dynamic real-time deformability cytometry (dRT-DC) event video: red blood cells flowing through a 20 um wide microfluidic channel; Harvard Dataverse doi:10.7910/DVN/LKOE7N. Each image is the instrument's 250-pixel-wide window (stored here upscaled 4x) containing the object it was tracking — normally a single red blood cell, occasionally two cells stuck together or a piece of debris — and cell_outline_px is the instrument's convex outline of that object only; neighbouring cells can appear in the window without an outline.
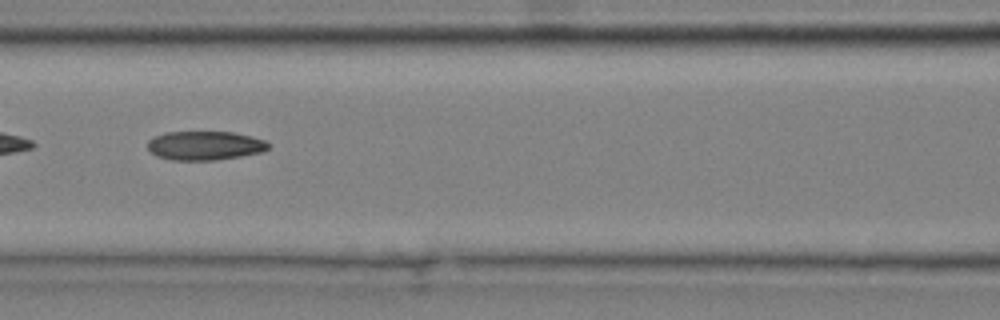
{"species": "common noctule bat (a hibernating species)", "species_latin": "Nyctalus noctula", "temperature_condition": "cold", "stored_images_in_passage": 9, "camera_frame_rate_fps": 3000, "um_per_image_px": 0.085, "animal": {"sex": "male", "body_mass_g": 20.4}, "frame": {"image": 1, "passage_image": 7, "time_ms": 2.0, "image_size_px": [1000, 320], "cell_outline_px": [[268, 148], [260, 152], [240, 156], [216, 160], [172, 160], [156, 156], [148, 148], [148, 140], [164, 132], [232, 132], [264, 140], [268, 144]], "centroid_in_image_um": [17.36, 12.38], "position_along_channel_um": 149.2, "area_um2": 20.11}}
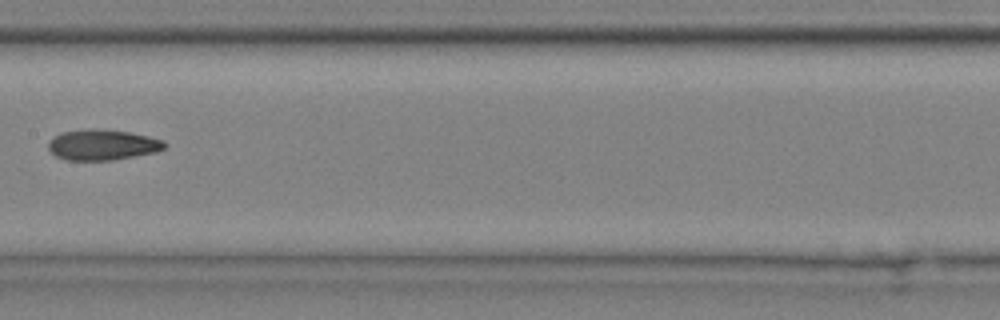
{"frame": {"image": 2, "passage_image": 8, "time_ms": 2.333, "image_size_px": [1000, 320], "cell_outline_px": [[168, 144], [164, 148], [156, 152], [112, 160], [68, 160], [56, 156], [48, 148], [48, 140], [60, 132], [88, 128], [96, 128], [128, 132], [148, 136], [164, 140]], "centroid_in_image_um": [8.7, 12.29], "position_along_channel_um": 198.7, "area_um2": 20.87}}
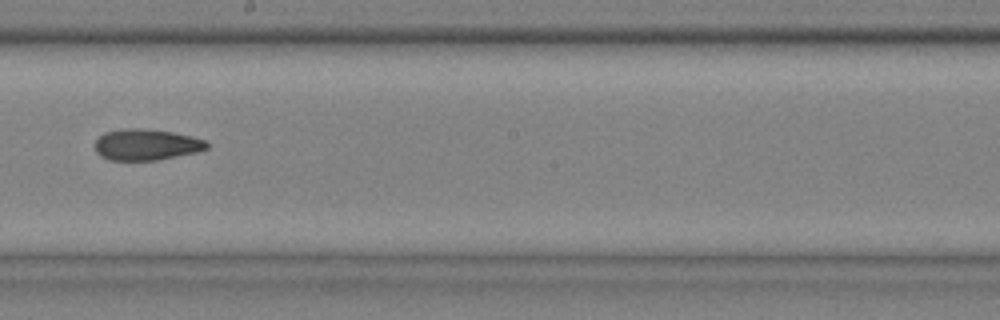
{"frame": {"image": 3, "passage_image": 9, "time_ms": 2.667, "image_size_px": [1000, 320], "cell_outline_px": [[208, 148], [196, 152], [156, 160], [108, 160], [100, 156], [96, 152], [96, 140], [104, 132], [120, 128], [140, 128], [172, 132], [192, 136], [208, 140]], "centroid_in_image_um": [12.43, 12.28], "position_along_channel_um": 235.8, "area_um2": 20.4}}